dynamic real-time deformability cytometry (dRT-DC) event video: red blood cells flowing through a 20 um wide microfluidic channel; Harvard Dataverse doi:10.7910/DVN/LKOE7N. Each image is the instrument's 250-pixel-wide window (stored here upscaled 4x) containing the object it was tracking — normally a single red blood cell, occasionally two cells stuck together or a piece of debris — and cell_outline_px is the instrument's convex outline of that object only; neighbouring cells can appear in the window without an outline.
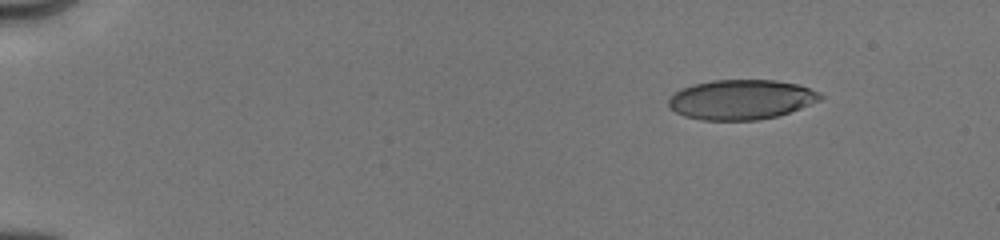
{"species": "human", "species_latin": "Homo sapiens", "temperature_condition": "cold", "stored_images_in_passage": 25, "camera_frame_rate_fps": 3000, "um_per_image_px": 0.085, "donor": {"sex": "male"}, "frame": {"image": 1, "passage_image": 1, "time_ms": 0.0, "image_size_px": [1000, 240], "cell_outline_px": [[824, 96], [820, 100], [800, 108], [776, 116], [756, 120], [700, 120], [684, 116], [676, 112], [668, 104], [668, 100], [680, 88], [692, 84], [712, 80], [776, 80], [796, 84], [820, 92]], "centroid_in_image_um": [62.98, 8.46], "position_along_channel_um": 22.0, "area_um2": 35.08}}
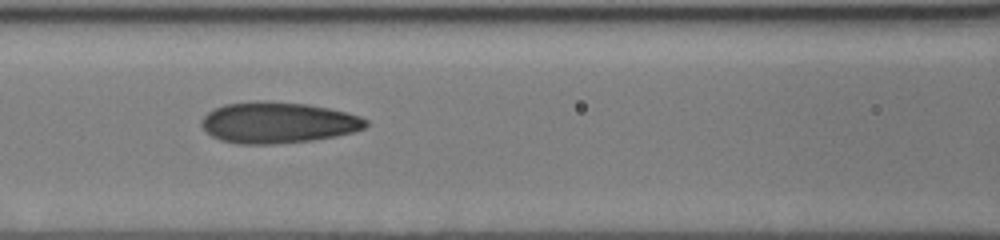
{"frame": {"image": 2, "passage_image": 14, "time_ms": 6.0, "image_size_px": [1000, 240], "cell_outline_px": [[368, 124], [364, 128], [352, 132], [336, 136], [312, 140], [276, 144], [240, 144], [220, 140], [212, 136], [200, 124], [200, 120], [208, 112], [224, 104], [256, 100], [268, 100], [308, 104], [328, 108], [360, 116], [368, 120]], "centroid_in_image_um": [23.61, 10.41], "position_along_channel_um": 143.0, "area_um2": 39.54}}
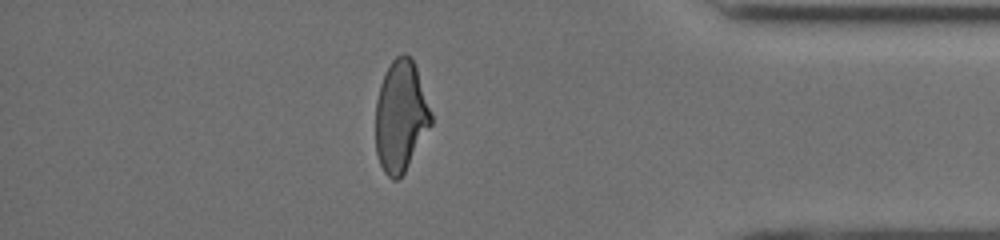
{"frame": {"image": 3, "passage_image": 23, "time_ms": 13.0, "image_size_px": [1000, 240], "cell_outline_px": [[432, 124], [404, 172], [396, 180], [392, 180], [384, 172], [380, 164], [376, 152], [376, 100], [380, 84], [392, 60], [396, 56], [404, 52], [412, 56], [432, 116]], "centroid_in_image_um": [34.05, 9.87], "position_along_channel_um": 401.2, "area_um2": 35.66}, "authors_computed_cell_mechanics": {"area_um2": 37.5122, "velocity_mm_per_s": 4.0355, "shape_relaxation_time_tau1_ms": 3.8046, "shape_relaxation_time_tau2_ms": 0.8544, "deformation_change_tau1": 0.1508, "deformation_change_tau2": 0.0671}}